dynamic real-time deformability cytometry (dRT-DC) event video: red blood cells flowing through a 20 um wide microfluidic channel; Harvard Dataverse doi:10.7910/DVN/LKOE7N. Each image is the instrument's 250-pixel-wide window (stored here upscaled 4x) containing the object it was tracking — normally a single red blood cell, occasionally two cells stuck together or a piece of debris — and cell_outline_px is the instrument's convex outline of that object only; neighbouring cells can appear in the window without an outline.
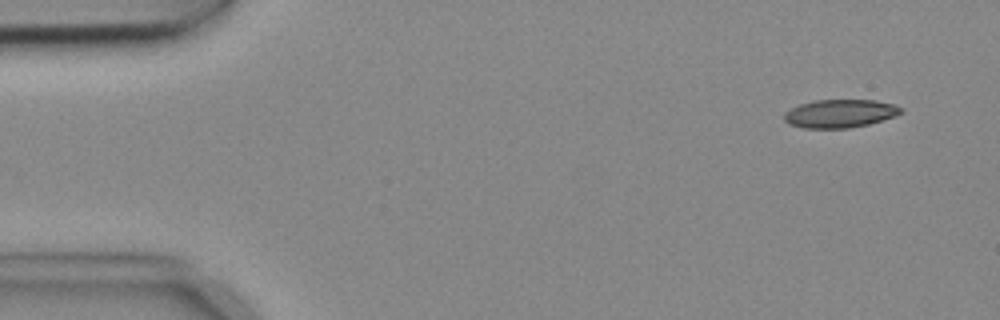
{"species": "common noctule bat (a hibernating species)", "species_latin": "Nyctalus noctula", "temperature_condition": "cold", "stored_images_in_passage": 5, "camera_frame_rate_fps": 3000, "um_per_image_px": 0.085, "animal": {"sex": "female", "body_mass_g": 18.4}, "frame": {"image": 1, "passage_image": 2, "time_ms": 0.333, "image_size_px": [1000, 320], "cell_outline_px": [[904, 112], [896, 116], [868, 124], [848, 128], [804, 128], [788, 124], [784, 120], [784, 112], [800, 104], [816, 100], [876, 100], [896, 104], [904, 108]], "centroid_in_image_um": [71.44, 9.64], "position_along_channel_um": 13.6, "area_um2": 19.36}}
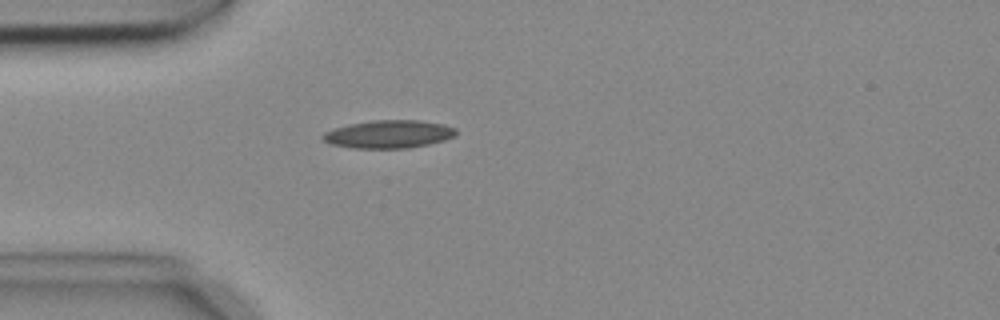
{"frame": {"image": 2, "passage_image": 5, "time_ms": 1.333, "image_size_px": [1000, 320], "cell_outline_px": [[456, 136], [444, 140], [428, 144], [408, 148], [352, 148], [332, 144], [324, 140], [320, 136], [324, 132], [348, 124], [372, 120], [420, 120], [444, 124], [456, 128]], "centroid_in_image_um": [33.06, 11.4], "position_along_channel_um": 51.9, "area_um2": 21.73}}